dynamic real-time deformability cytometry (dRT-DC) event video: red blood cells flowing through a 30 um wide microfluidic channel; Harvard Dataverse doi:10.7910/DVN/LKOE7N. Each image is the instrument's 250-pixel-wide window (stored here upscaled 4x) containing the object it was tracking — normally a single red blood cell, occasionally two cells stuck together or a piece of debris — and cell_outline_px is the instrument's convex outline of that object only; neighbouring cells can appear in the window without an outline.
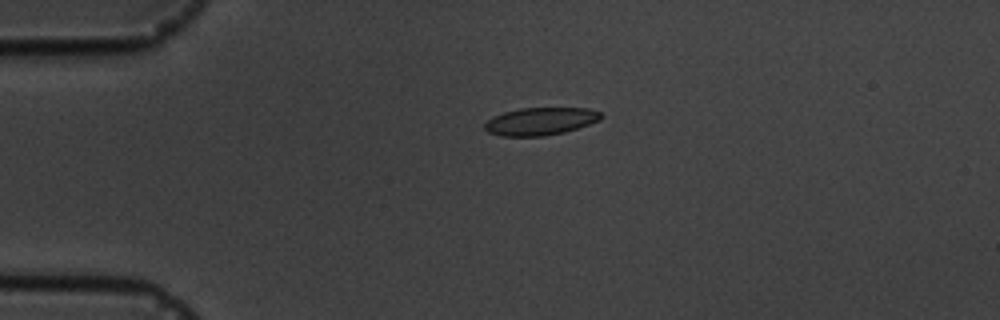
{"species": "common noctule bat (a hibernating species)", "species_latin": "Nyctalus noctula", "temperature_condition": "cold", "stored_images_in_passage": 5, "camera_frame_rate_fps": 3000, "um_per_image_px": 0.085, "animal": {"sex": "male", "body_mass_g": 19.5, "forearm_length_mm": 54.6}, "frame": {"image": 1, "passage_image": 4, "time_ms": 3.667, "image_size_px": [1000, 320], "cell_outline_px": [[604, 116], [600, 120], [564, 132], [544, 136], [500, 136], [488, 132], [484, 128], [484, 124], [492, 116], [504, 112], [520, 108], [588, 108], [600, 112]], "centroid_in_image_um": [45.92, 10.31], "position_along_channel_um": 39.1, "area_um2": 18.73}}